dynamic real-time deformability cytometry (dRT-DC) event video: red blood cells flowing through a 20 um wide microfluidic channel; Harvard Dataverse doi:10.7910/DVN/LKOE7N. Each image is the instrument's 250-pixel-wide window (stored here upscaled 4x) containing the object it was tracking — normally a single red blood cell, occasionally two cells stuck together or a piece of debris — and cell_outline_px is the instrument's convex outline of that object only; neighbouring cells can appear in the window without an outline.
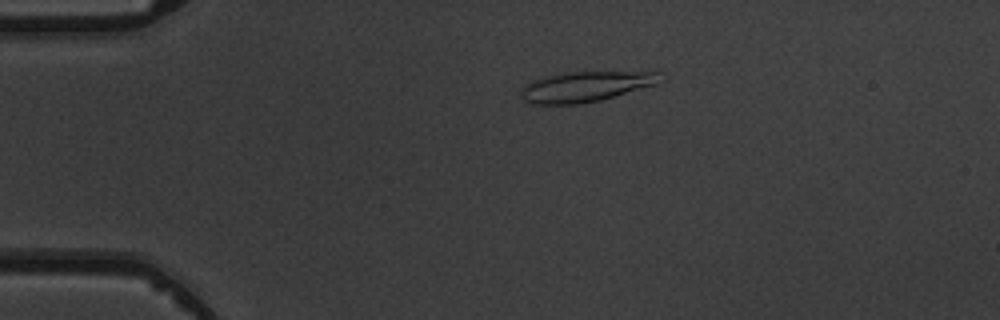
{"species": "common noctule bat (a hibernating species)", "species_latin": "Nyctalus noctula", "temperature_condition": "warm", "stored_images_in_passage": 4, "camera_frame_rate_fps": 3000, "um_per_image_px": 0.085, "animal": {"sex": "male", "body_mass_g": 19.5, "forearm_length_mm": 54.6}, "frame": {"image": 1, "passage_image": 3, "time_ms": 3.0, "image_size_px": [1000, 320], "cell_outline_px": [[664, 72], [656, 84], [600, 100], [580, 104], [532, 104], [524, 100], [520, 92], [520, 88], [524, 84], [532, 80], [544, 76], [568, 72]], "centroid_in_image_um": [49.71, 7.36], "position_along_channel_um": 35.3, "area_um2": 24.45}}